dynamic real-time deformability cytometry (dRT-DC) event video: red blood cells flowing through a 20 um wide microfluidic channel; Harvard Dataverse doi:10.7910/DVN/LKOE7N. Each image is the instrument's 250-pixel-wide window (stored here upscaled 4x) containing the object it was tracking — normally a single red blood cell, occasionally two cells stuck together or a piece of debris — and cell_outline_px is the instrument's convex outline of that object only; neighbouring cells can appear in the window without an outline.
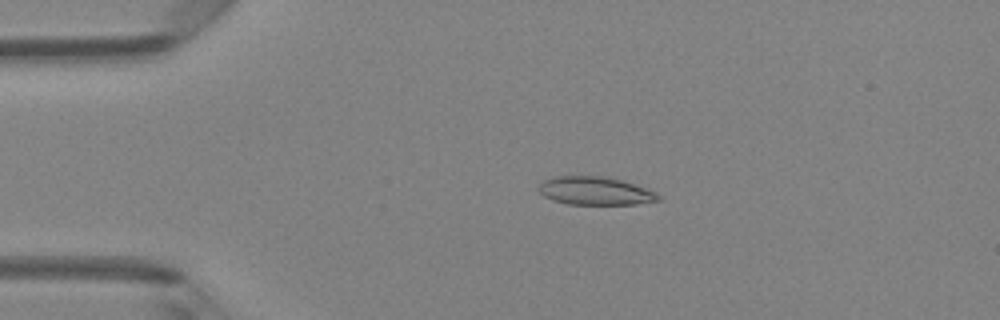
{"species": "Egyptian fruit bat (a non-hibernating species)", "species_latin": "Rousettus aegyptiacus", "temperature_condition": "room temperature", "stored_images_in_passage": 4, "camera_frame_rate_fps": 3000, "um_per_image_px": 0.085, "animal": {"sex": "female"}, "frame": {"image": 1, "passage_image": 3, "time_ms": 0.667, "image_size_px": [1000, 320], "cell_outline_px": [[660, 200], [636, 204], [568, 204], [552, 200], [544, 196], [540, 192], [540, 184], [544, 180], [556, 176], [608, 176], [624, 180], [648, 188], [656, 192], [660, 196]], "centroid_in_image_um": [50.64, 16.21], "position_along_channel_um": 34.4, "area_um2": 19.77}}